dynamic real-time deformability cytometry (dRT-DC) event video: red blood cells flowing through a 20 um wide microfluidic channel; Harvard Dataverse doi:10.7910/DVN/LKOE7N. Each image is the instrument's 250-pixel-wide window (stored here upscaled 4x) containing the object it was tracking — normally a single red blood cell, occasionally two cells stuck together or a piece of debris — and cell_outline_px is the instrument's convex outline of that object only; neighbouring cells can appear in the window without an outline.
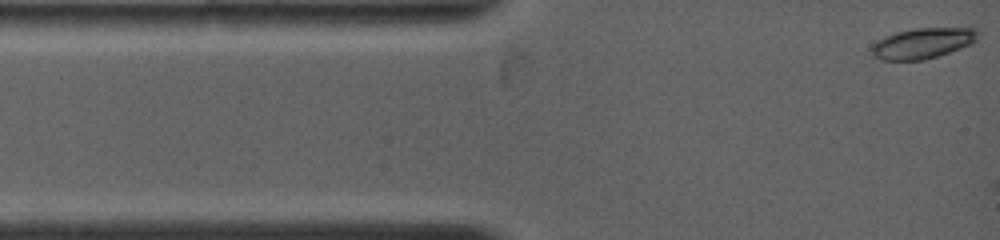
{"species": "common noctule bat (a hibernating species)", "species_latin": "Nyctalus noctula", "temperature_condition": "warm", "stored_images_in_passage": 3, "camera_frame_rate_fps": 4500, "um_per_image_px": 0.085, "animal": {"sex": "female", "body_mass_g": 19.0, "forearm_length_mm": 53.3}, "frame": {"image": 1, "passage_image": 1, "time_ms": 0.0, "image_size_px": [1000, 240], "cell_outline_px": [[980, 32], [976, 40], [972, 44], [924, 60], [880, 60], [872, 56], [872, 44], [884, 36], [896, 32], [916, 28], [972, 24]], "centroid_in_image_um": [78.54, 3.61], "position_along_channel_um": 6.5, "area_um2": 19.83}}